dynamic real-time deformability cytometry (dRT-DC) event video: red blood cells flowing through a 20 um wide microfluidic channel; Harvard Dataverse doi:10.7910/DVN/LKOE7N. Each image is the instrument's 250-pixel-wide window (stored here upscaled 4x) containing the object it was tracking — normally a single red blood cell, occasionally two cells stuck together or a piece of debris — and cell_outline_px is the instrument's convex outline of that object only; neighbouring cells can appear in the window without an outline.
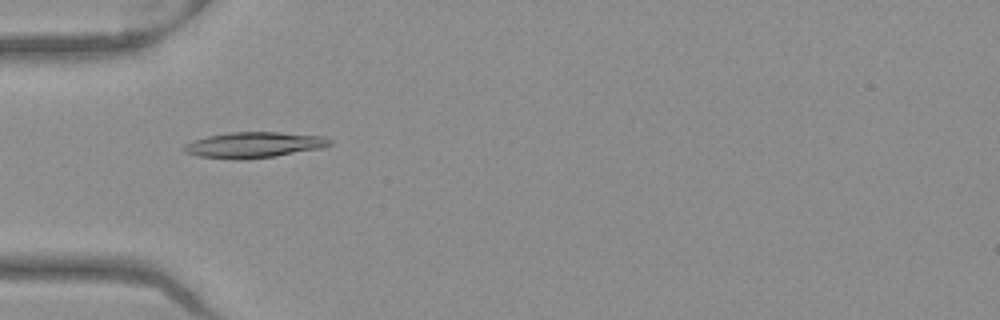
{"species": "Egyptian fruit bat (a non-hibernating species)", "species_latin": "Rousettus aegyptiacus", "temperature_condition": "warm", "stored_images_in_passage": 51, "camera_frame_rate_fps": 3000, "um_per_image_px": 0.085, "frame": {"image": 1, "passage_image": 16, "time_ms": 5.0, "image_size_px": [1000, 320], "cell_outline_px": [[332, 144], [320, 148], [276, 156], [244, 160], [232, 160], [200, 156], [184, 152], [180, 148], [184, 144], [192, 140], [208, 136], [228, 132], [280, 132], [324, 136], [332, 140]], "centroid_in_image_um": [21.54, 12.32], "position_along_channel_um": 63.5, "area_um2": 22.14}}
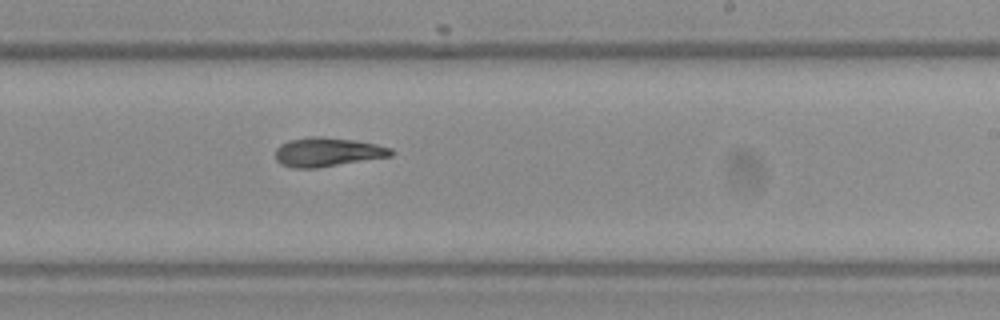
{"frame": {"image": 2, "passage_image": 31, "time_ms": 10.0, "image_size_px": [1000, 320], "cell_outline_px": [[396, 152], [392, 156], [316, 168], [292, 168], [280, 164], [276, 160], [276, 148], [280, 144], [288, 140], [308, 136], [320, 136], [352, 140], [376, 144], [392, 148]], "centroid_in_image_um": [27.82, 12.92], "position_along_channel_um": 261.2, "area_um2": 19.71}}
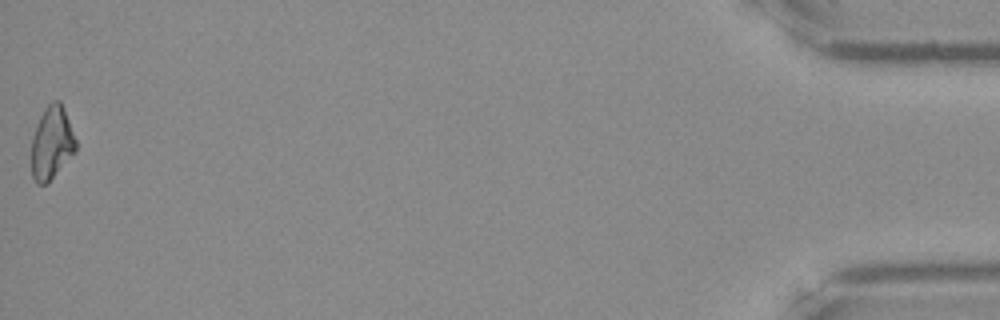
{"frame": {"image": 3, "passage_image": 51, "time_ms": 16.667, "image_size_px": [1000, 320], "cell_outline_px": [[76, 152], [48, 184], [36, 184], [32, 176], [32, 136], [40, 116], [44, 108], [52, 100], [60, 100], [76, 140]], "centroid_in_image_um": [4.4, 12.18], "position_along_channel_um": 430.8, "area_um2": 18.96}, "authors_computed_cell_mechanics": {"area_um2": 19.8254, "velocity_mm_per_s": 3.9757, "shape_relaxation_time_tau1_ms": 7.3442, "shape_relaxation_time_tau2_ms": 9.7937, "deformation_change_tau1": 0.214, "deformation_change_tau2": 0.1913}}